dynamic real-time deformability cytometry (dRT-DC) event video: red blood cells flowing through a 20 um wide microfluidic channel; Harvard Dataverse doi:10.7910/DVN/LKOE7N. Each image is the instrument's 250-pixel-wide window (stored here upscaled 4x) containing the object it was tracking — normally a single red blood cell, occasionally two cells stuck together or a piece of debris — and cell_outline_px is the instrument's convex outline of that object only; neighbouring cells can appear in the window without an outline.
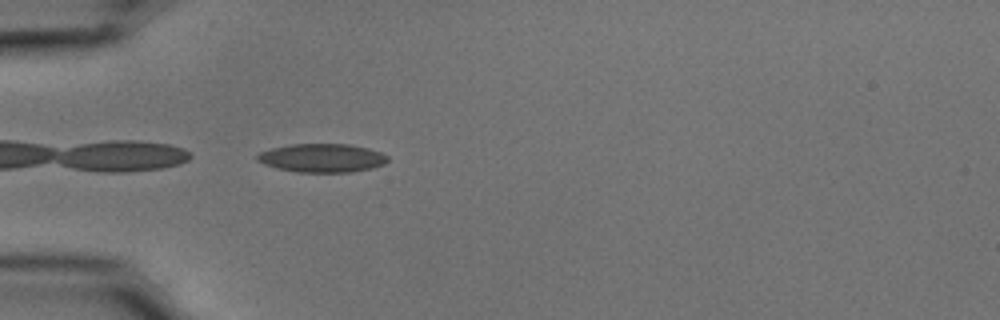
{"species": "common noctule bat (a hibernating species)", "species_latin": "Nyctalus noctula", "temperature_condition": "cold", "stored_images_in_passage": 6, "camera_frame_rate_fps": 3000, "um_per_image_px": 0.085, "animal": {"sex": "male", "body_mass_g": 15.6}, "frame": {"image": 1, "passage_image": 1, "time_ms": 0.0, "image_size_px": [1000, 320], "cell_outline_px": [[388, 160], [384, 164], [372, 168], [352, 172], [296, 172], [276, 168], [264, 164], [256, 160], [256, 156], [260, 152], [272, 148], [292, 144], [348, 144], [368, 148], [380, 152], [388, 156]], "centroid_in_image_um": [27.37, 13.43], "position_along_channel_um": 57.6, "area_um2": 21.73}}